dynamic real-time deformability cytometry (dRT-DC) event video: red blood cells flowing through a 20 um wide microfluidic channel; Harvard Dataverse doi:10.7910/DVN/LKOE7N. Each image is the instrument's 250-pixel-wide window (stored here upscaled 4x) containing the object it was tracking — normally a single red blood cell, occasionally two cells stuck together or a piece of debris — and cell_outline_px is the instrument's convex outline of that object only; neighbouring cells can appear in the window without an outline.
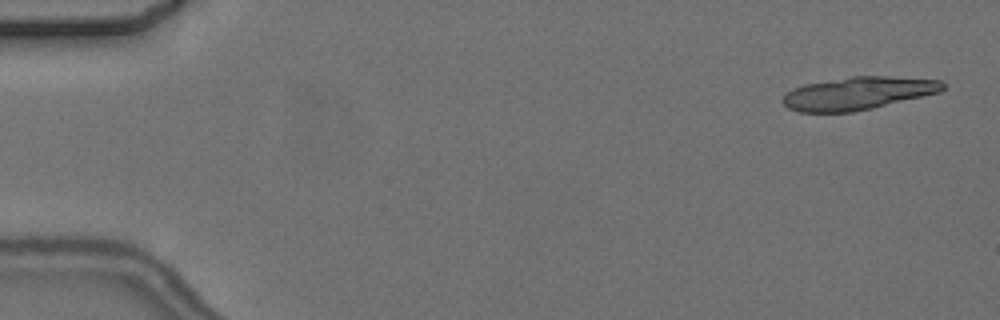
{"species": "common noctule bat (a hibernating species)", "species_latin": "Nyctalus noctula", "temperature_condition": "cold", "stored_images_in_passage": 6, "camera_frame_rate_fps": 3000, "um_per_image_px": 0.085, "animal": {"sex": "female", "body_mass_g": 24.6, "forearm_length_mm": 56.2}, "frame": {"image": 1, "passage_image": 1, "time_ms": 0.0, "image_size_px": [1000, 320], "cell_outline_px": [[944, 88], [940, 92], [872, 108], [852, 112], [800, 112], [788, 108], [780, 100], [792, 88], [804, 84], [852, 76], [888, 76], [944, 80]], "centroid_in_image_um": [72.92, 7.92], "position_along_channel_um": 12.1, "area_um2": 30.58}}